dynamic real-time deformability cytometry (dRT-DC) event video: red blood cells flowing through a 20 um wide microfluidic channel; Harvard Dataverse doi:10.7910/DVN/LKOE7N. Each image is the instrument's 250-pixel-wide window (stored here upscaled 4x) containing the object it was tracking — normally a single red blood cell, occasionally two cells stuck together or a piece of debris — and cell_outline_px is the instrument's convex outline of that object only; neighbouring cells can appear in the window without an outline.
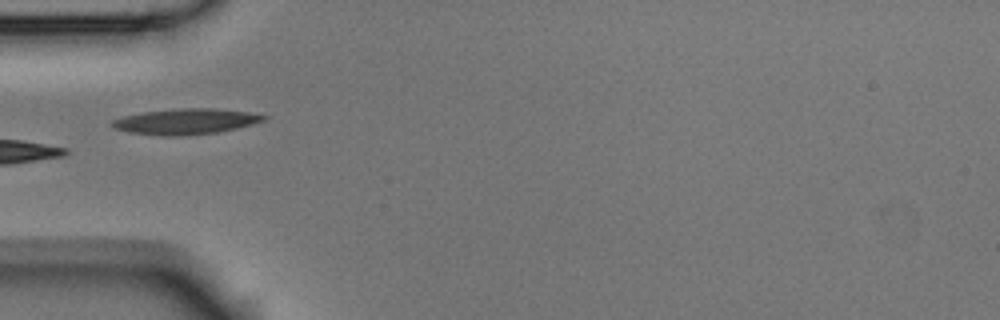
{"species": "Egyptian fruit bat (a non-hibernating species)", "species_latin": "Rousettus aegyptiacus", "temperature_condition": "room temperature", "stored_images_in_passage": 5, "camera_frame_rate_fps": 3000, "um_per_image_px": 0.085, "animal": {"sex": "male"}, "frame": {"image": 1, "passage_image": 5, "time_ms": 1.333, "image_size_px": [1000, 320], "cell_outline_px": [[268, 116], [264, 120], [252, 124], [236, 128], [216, 132], [180, 136], [164, 136], [128, 132], [112, 128], [108, 124], [112, 120], [124, 116], [144, 112], [180, 108], [212, 108], [248, 112]], "centroid_in_image_um": [15.72, 10.33], "position_along_channel_um": 69.3, "area_um2": 22.54}}